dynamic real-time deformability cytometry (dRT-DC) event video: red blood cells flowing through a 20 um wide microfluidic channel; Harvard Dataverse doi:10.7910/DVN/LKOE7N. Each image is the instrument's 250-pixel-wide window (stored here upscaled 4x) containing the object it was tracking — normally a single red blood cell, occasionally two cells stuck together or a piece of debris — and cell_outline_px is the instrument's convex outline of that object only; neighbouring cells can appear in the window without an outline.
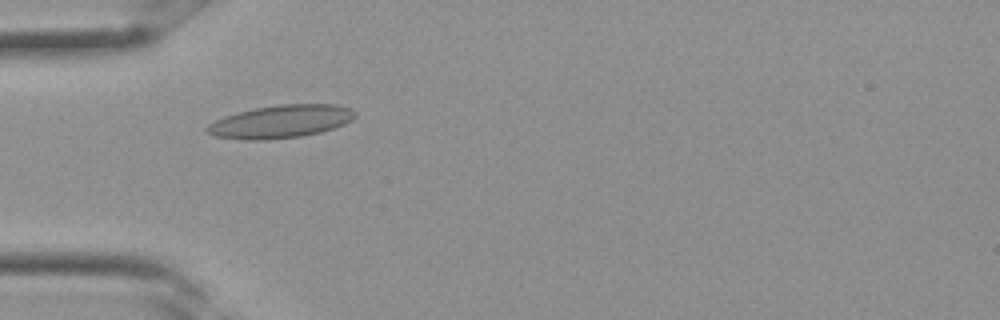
{"species": "Egyptian fruit bat (a non-hibernating species)", "species_latin": "Rousettus aegyptiacus", "temperature_condition": "room temperature", "stored_images_in_passage": 4, "camera_frame_rate_fps": 3000, "um_per_image_px": 0.085, "frame": {"image": 1, "passage_image": 2, "time_ms": 0.333, "image_size_px": [1000, 320], "cell_outline_px": [[356, 116], [352, 120], [344, 124], [320, 132], [300, 136], [264, 140], [244, 140], [212, 136], [204, 132], [204, 128], [208, 124], [224, 116], [256, 108], [280, 104], [336, 104], [352, 108], [356, 112]], "centroid_in_image_um": [23.84, 10.33], "position_along_channel_um": 61.2, "area_um2": 28.5}}
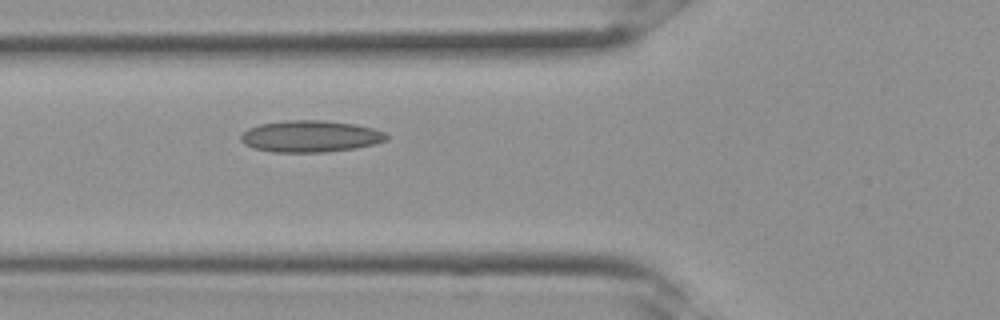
{"frame": {"image": 2, "passage_image": 4, "time_ms": 1.0, "image_size_px": [1000, 320], "cell_outline_px": [[388, 140], [356, 148], [324, 152], [272, 152], [252, 148], [244, 144], [240, 140], [240, 136], [248, 128], [260, 124], [284, 120], [320, 120], [356, 124], [372, 128], [384, 132], [388, 136]], "centroid_in_image_um": [26.35, 11.59], "position_along_channel_um": 99.4, "area_um2": 26.93}}